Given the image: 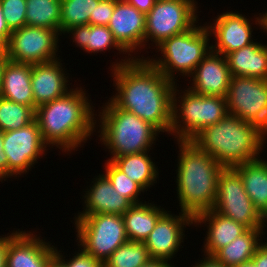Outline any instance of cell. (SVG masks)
Masks as SVG:
<instances>
[{
	"mask_svg": "<svg viewBox=\"0 0 267 267\" xmlns=\"http://www.w3.org/2000/svg\"><path fill=\"white\" fill-rule=\"evenodd\" d=\"M245 14L236 12H224L213 19V24L206 26L210 35L214 37L216 44H211V50L226 56L228 53L239 50L253 43L252 23Z\"/></svg>",
	"mask_w": 267,
	"mask_h": 267,
	"instance_id": "cell-16",
	"label": "cell"
},
{
	"mask_svg": "<svg viewBox=\"0 0 267 267\" xmlns=\"http://www.w3.org/2000/svg\"><path fill=\"white\" fill-rule=\"evenodd\" d=\"M151 259L144 242L128 240L109 256L103 267H141Z\"/></svg>",
	"mask_w": 267,
	"mask_h": 267,
	"instance_id": "cell-31",
	"label": "cell"
},
{
	"mask_svg": "<svg viewBox=\"0 0 267 267\" xmlns=\"http://www.w3.org/2000/svg\"><path fill=\"white\" fill-rule=\"evenodd\" d=\"M61 61L60 58H57L49 62L31 64L34 111L38 106L58 99L72 90L68 86L72 84L68 80L69 73L66 72V69L64 70Z\"/></svg>",
	"mask_w": 267,
	"mask_h": 267,
	"instance_id": "cell-18",
	"label": "cell"
},
{
	"mask_svg": "<svg viewBox=\"0 0 267 267\" xmlns=\"http://www.w3.org/2000/svg\"><path fill=\"white\" fill-rule=\"evenodd\" d=\"M100 0H61L60 34L74 26L89 25Z\"/></svg>",
	"mask_w": 267,
	"mask_h": 267,
	"instance_id": "cell-30",
	"label": "cell"
},
{
	"mask_svg": "<svg viewBox=\"0 0 267 267\" xmlns=\"http://www.w3.org/2000/svg\"><path fill=\"white\" fill-rule=\"evenodd\" d=\"M204 256L202 260L198 261V263L196 262V264L192 267H226L217 261L213 256Z\"/></svg>",
	"mask_w": 267,
	"mask_h": 267,
	"instance_id": "cell-42",
	"label": "cell"
},
{
	"mask_svg": "<svg viewBox=\"0 0 267 267\" xmlns=\"http://www.w3.org/2000/svg\"><path fill=\"white\" fill-rule=\"evenodd\" d=\"M8 60L9 59H8L6 53L0 55V92H1V81H2V76H3V70H4V67L7 64Z\"/></svg>",
	"mask_w": 267,
	"mask_h": 267,
	"instance_id": "cell-46",
	"label": "cell"
},
{
	"mask_svg": "<svg viewBox=\"0 0 267 267\" xmlns=\"http://www.w3.org/2000/svg\"><path fill=\"white\" fill-rule=\"evenodd\" d=\"M176 86L172 94L170 129L176 141H191L202 129L219 122L228 114L226 97L200 95L189 88L180 92Z\"/></svg>",
	"mask_w": 267,
	"mask_h": 267,
	"instance_id": "cell-7",
	"label": "cell"
},
{
	"mask_svg": "<svg viewBox=\"0 0 267 267\" xmlns=\"http://www.w3.org/2000/svg\"><path fill=\"white\" fill-rule=\"evenodd\" d=\"M257 267H267V244L263 242L251 259Z\"/></svg>",
	"mask_w": 267,
	"mask_h": 267,
	"instance_id": "cell-38",
	"label": "cell"
},
{
	"mask_svg": "<svg viewBox=\"0 0 267 267\" xmlns=\"http://www.w3.org/2000/svg\"><path fill=\"white\" fill-rule=\"evenodd\" d=\"M204 25V26H203ZM195 24L188 31L165 39L156 47L162 56L146 58L164 77L176 82V73L190 76L211 51L212 38L206 24ZM179 72V73H178ZM185 75V76H184Z\"/></svg>",
	"mask_w": 267,
	"mask_h": 267,
	"instance_id": "cell-6",
	"label": "cell"
},
{
	"mask_svg": "<svg viewBox=\"0 0 267 267\" xmlns=\"http://www.w3.org/2000/svg\"><path fill=\"white\" fill-rule=\"evenodd\" d=\"M141 267H175L172 262L163 259H151L147 263L143 264Z\"/></svg>",
	"mask_w": 267,
	"mask_h": 267,
	"instance_id": "cell-44",
	"label": "cell"
},
{
	"mask_svg": "<svg viewBox=\"0 0 267 267\" xmlns=\"http://www.w3.org/2000/svg\"><path fill=\"white\" fill-rule=\"evenodd\" d=\"M136 9H138L141 13H144L145 15L151 10V8L154 6L156 0H122Z\"/></svg>",
	"mask_w": 267,
	"mask_h": 267,
	"instance_id": "cell-39",
	"label": "cell"
},
{
	"mask_svg": "<svg viewBox=\"0 0 267 267\" xmlns=\"http://www.w3.org/2000/svg\"><path fill=\"white\" fill-rule=\"evenodd\" d=\"M194 226L207 224V236L204 241L203 255L213 256L219 249L227 246L237 237L245 233L248 228L241 223L228 218L217 211L210 210L197 215L193 219Z\"/></svg>",
	"mask_w": 267,
	"mask_h": 267,
	"instance_id": "cell-21",
	"label": "cell"
},
{
	"mask_svg": "<svg viewBox=\"0 0 267 267\" xmlns=\"http://www.w3.org/2000/svg\"><path fill=\"white\" fill-rule=\"evenodd\" d=\"M75 252L74 256L69 258L70 260H65L64 253H60L63 251H58L56 247L55 256L66 266V267H103V264L95 259L93 256L86 253L82 248L80 250V246ZM77 253V254H76Z\"/></svg>",
	"mask_w": 267,
	"mask_h": 267,
	"instance_id": "cell-35",
	"label": "cell"
},
{
	"mask_svg": "<svg viewBox=\"0 0 267 267\" xmlns=\"http://www.w3.org/2000/svg\"><path fill=\"white\" fill-rule=\"evenodd\" d=\"M115 8V0H100L94 10V17L89 18V25L108 26Z\"/></svg>",
	"mask_w": 267,
	"mask_h": 267,
	"instance_id": "cell-36",
	"label": "cell"
},
{
	"mask_svg": "<svg viewBox=\"0 0 267 267\" xmlns=\"http://www.w3.org/2000/svg\"><path fill=\"white\" fill-rule=\"evenodd\" d=\"M12 31L9 29V27L6 24L4 15H3V11H2V7L0 4V38L7 43L9 41L10 35H11Z\"/></svg>",
	"mask_w": 267,
	"mask_h": 267,
	"instance_id": "cell-41",
	"label": "cell"
},
{
	"mask_svg": "<svg viewBox=\"0 0 267 267\" xmlns=\"http://www.w3.org/2000/svg\"><path fill=\"white\" fill-rule=\"evenodd\" d=\"M35 120V111L23 104L0 96V130L11 131L26 127Z\"/></svg>",
	"mask_w": 267,
	"mask_h": 267,
	"instance_id": "cell-32",
	"label": "cell"
},
{
	"mask_svg": "<svg viewBox=\"0 0 267 267\" xmlns=\"http://www.w3.org/2000/svg\"><path fill=\"white\" fill-rule=\"evenodd\" d=\"M226 102L229 114L258 126L267 114V80L232 76Z\"/></svg>",
	"mask_w": 267,
	"mask_h": 267,
	"instance_id": "cell-13",
	"label": "cell"
},
{
	"mask_svg": "<svg viewBox=\"0 0 267 267\" xmlns=\"http://www.w3.org/2000/svg\"><path fill=\"white\" fill-rule=\"evenodd\" d=\"M74 218L78 246L102 264L128 241L122 215L92 214Z\"/></svg>",
	"mask_w": 267,
	"mask_h": 267,
	"instance_id": "cell-8",
	"label": "cell"
},
{
	"mask_svg": "<svg viewBox=\"0 0 267 267\" xmlns=\"http://www.w3.org/2000/svg\"><path fill=\"white\" fill-rule=\"evenodd\" d=\"M2 236H0V267H7V251L9 248V233H7V235H2Z\"/></svg>",
	"mask_w": 267,
	"mask_h": 267,
	"instance_id": "cell-40",
	"label": "cell"
},
{
	"mask_svg": "<svg viewBox=\"0 0 267 267\" xmlns=\"http://www.w3.org/2000/svg\"><path fill=\"white\" fill-rule=\"evenodd\" d=\"M60 31L25 25L13 30L6 43L9 60L18 63L37 64L59 57Z\"/></svg>",
	"mask_w": 267,
	"mask_h": 267,
	"instance_id": "cell-11",
	"label": "cell"
},
{
	"mask_svg": "<svg viewBox=\"0 0 267 267\" xmlns=\"http://www.w3.org/2000/svg\"><path fill=\"white\" fill-rule=\"evenodd\" d=\"M125 57L111 65L116 91L109 99L159 132L170 134L172 94L177 83L164 77L144 56L141 55V59H133L131 55Z\"/></svg>",
	"mask_w": 267,
	"mask_h": 267,
	"instance_id": "cell-1",
	"label": "cell"
},
{
	"mask_svg": "<svg viewBox=\"0 0 267 267\" xmlns=\"http://www.w3.org/2000/svg\"><path fill=\"white\" fill-rule=\"evenodd\" d=\"M90 188L82 196L84 198L83 211L76 216L92 214H118L123 215L133 204L122 195H119L108 178L102 173L94 176ZM93 183V185H92Z\"/></svg>",
	"mask_w": 267,
	"mask_h": 267,
	"instance_id": "cell-20",
	"label": "cell"
},
{
	"mask_svg": "<svg viewBox=\"0 0 267 267\" xmlns=\"http://www.w3.org/2000/svg\"><path fill=\"white\" fill-rule=\"evenodd\" d=\"M242 178L244 189L254 208L263 216L267 212V161L263 158L233 167Z\"/></svg>",
	"mask_w": 267,
	"mask_h": 267,
	"instance_id": "cell-24",
	"label": "cell"
},
{
	"mask_svg": "<svg viewBox=\"0 0 267 267\" xmlns=\"http://www.w3.org/2000/svg\"><path fill=\"white\" fill-rule=\"evenodd\" d=\"M190 225H194L193 218L188 214L180 212L174 215L166 211L144 242L150 257L171 261L184 242L185 227Z\"/></svg>",
	"mask_w": 267,
	"mask_h": 267,
	"instance_id": "cell-14",
	"label": "cell"
},
{
	"mask_svg": "<svg viewBox=\"0 0 267 267\" xmlns=\"http://www.w3.org/2000/svg\"><path fill=\"white\" fill-rule=\"evenodd\" d=\"M0 4L11 31L26 25V0H0Z\"/></svg>",
	"mask_w": 267,
	"mask_h": 267,
	"instance_id": "cell-34",
	"label": "cell"
},
{
	"mask_svg": "<svg viewBox=\"0 0 267 267\" xmlns=\"http://www.w3.org/2000/svg\"><path fill=\"white\" fill-rule=\"evenodd\" d=\"M40 237L19 229L9 233L7 267H48L56 247Z\"/></svg>",
	"mask_w": 267,
	"mask_h": 267,
	"instance_id": "cell-17",
	"label": "cell"
},
{
	"mask_svg": "<svg viewBox=\"0 0 267 267\" xmlns=\"http://www.w3.org/2000/svg\"><path fill=\"white\" fill-rule=\"evenodd\" d=\"M6 53V43L0 38V55Z\"/></svg>",
	"mask_w": 267,
	"mask_h": 267,
	"instance_id": "cell-49",
	"label": "cell"
},
{
	"mask_svg": "<svg viewBox=\"0 0 267 267\" xmlns=\"http://www.w3.org/2000/svg\"><path fill=\"white\" fill-rule=\"evenodd\" d=\"M234 267H257V266L254 264V262L252 260H250V261L241 263V264L234 266Z\"/></svg>",
	"mask_w": 267,
	"mask_h": 267,
	"instance_id": "cell-48",
	"label": "cell"
},
{
	"mask_svg": "<svg viewBox=\"0 0 267 267\" xmlns=\"http://www.w3.org/2000/svg\"><path fill=\"white\" fill-rule=\"evenodd\" d=\"M0 96L34 110L31 64L8 60L3 70Z\"/></svg>",
	"mask_w": 267,
	"mask_h": 267,
	"instance_id": "cell-22",
	"label": "cell"
},
{
	"mask_svg": "<svg viewBox=\"0 0 267 267\" xmlns=\"http://www.w3.org/2000/svg\"><path fill=\"white\" fill-rule=\"evenodd\" d=\"M262 223H263V225H262V228H266L267 227V225H266V223H267V212L262 216Z\"/></svg>",
	"mask_w": 267,
	"mask_h": 267,
	"instance_id": "cell-50",
	"label": "cell"
},
{
	"mask_svg": "<svg viewBox=\"0 0 267 267\" xmlns=\"http://www.w3.org/2000/svg\"><path fill=\"white\" fill-rule=\"evenodd\" d=\"M104 175L113 185L115 191L127 198L133 205L143 203L138 196L145 191L132 179H130L122 170H120L112 161L106 160Z\"/></svg>",
	"mask_w": 267,
	"mask_h": 267,
	"instance_id": "cell-33",
	"label": "cell"
},
{
	"mask_svg": "<svg viewBox=\"0 0 267 267\" xmlns=\"http://www.w3.org/2000/svg\"><path fill=\"white\" fill-rule=\"evenodd\" d=\"M61 0H26V25L60 31Z\"/></svg>",
	"mask_w": 267,
	"mask_h": 267,
	"instance_id": "cell-29",
	"label": "cell"
},
{
	"mask_svg": "<svg viewBox=\"0 0 267 267\" xmlns=\"http://www.w3.org/2000/svg\"><path fill=\"white\" fill-rule=\"evenodd\" d=\"M64 34L71 35L76 47L78 46L86 53H104L111 48L120 51L119 54H128L115 40L112 32L107 26L81 25L74 26Z\"/></svg>",
	"mask_w": 267,
	"mask_h": 267,
	"instance_id": "cell-26",
	"label": "cell"
},
{
	"mask_svg": "<svg viewBox=\"0 0 267 267\" xmlns=\"http://www.w3.org/2000/svg\"><path fill=\"white\" fill-rule=\"evenodd\" d=\"M44 142L36 120L26 127L3 132V149L8 158V178L28 173L46 155ZM45 153V154H44Z\"/></svg>",
	"mask_w": 267,
	"mask_h": 267,
	"instance_id": "cell-12",
	"label": "cell"
},
{
	"mask_svg": "<svg viewBox=\"0 0 267 267\" xmlns=\"http://www.w3.org/2000/svg\"><path fill=\"white\" fill-rule=\"evenodd\" d=\"M189 77L192 86L187 87L193 92L226 97L232 75L226 57L211 50Z\"/></svg>",
	"mask_w": 267,
	"mask_h": 267,
	"instance_id": "cell-19",
	"label": "cell"
},
{
	"mask_svg": "<svg viewBox=\"0 0 267 267\" xmlns=\"http://www.w3.org/2000/svg\"><path fill=\"white\" fill-rule=\"evenodd\" d=\"M212 210L235 220L248 229H263L262 216L244 189L239 173L233 168L220 172L217 196Z\"/></svg>",
	"mask_w": 267,
	"mask_h": 267,
	"instance_id": "cell-10",
	"label": "cell"
},
{
	"mask_svg": "<svg viewBox=\"0 0 267 267\" xmlns=\"http://www.w3.org/2000/svg\"><path fill=\"white\" fill-rule=\"evenodd\" d=\"M225 57L232 76L267 80V45L253 42Z\"/></svg>",
	"mask_w": 267,
	"mask_h": 267,
	"instance_id": "cell-23",
	"label": "cell"
},
{
	"mask_svg": "<svg viewBox=\"0 0 267 267\" xmlns=\"http://www.w3.org/2000/svg\"><path fill=\"white\" fill-rule=\"evenodd\" d=\"M8 178V158L3 149V131L0 130V181Z\"/></svg>",
	"mask_w": 267,
	"mask_h": 267,
	"instance_id": "cell-37",
	"label": "cell"
},
{
	"mask_svg": "<svg viewBox=\"0 0 267 267\" xmlns=\"http://www.w3.org/2000/svg\"><path fill=\"white\" fill-rule=\"evenodd\" d=\"M191 141L224 168L261 158L258 126L229 113L202 129Z\"/></svg>",
	"mask_w": 267,
	"mask_h": 267,
	"instance_id": "cell-4",
	"label": "cell"
},
{
	"mask_svg": "<svg viewBox=\"0 0 267 267\" xmlns=\"http://www.w3.org/2000/svg\"><path fill=\"white\" fill-rule=\"evenodd\" d=\"M48 267H66L56 256H54Z\"/></svg>",
	"mask_w": 267,
	"mask_h": 267,
	"instance_id": "cell-47",
	"label": "cell"
},
{
	"mask_svg": "<svg viewBox=\"0 0 267 267\" xmlns=\"http://www.w3.org/2000/svg\"><path fill=\"white\" fill-rule=\"evenodd\" d=\"M258 130H259V141L261 148L263 150L264 144H266V134H267V114L264 116L262 122L258 125Z\"/></svg>",
	"mask_w": 267,
	"mask_h": 267,
	"instance_id": "cell-43",
	"label": "cell"
},
{
	"mask_svg": "<svg viewBox=\"0 0 267 267\" xmlns=\"http://www.w3.org/2000/svg\"><path fill=\"white\" fill-rule=\"evenodd\" d=\"M153 203L132 205L123 215L125 232L129 241L145 242L158 219L166 212Z\"/></svg>",
	"mask_w": 267,
	"mask_h": 267,
	"instance_id": "cell-25",
	"label": "cell"
},
{
	"mask_svg": "<svg viewBox=\"0 0 267 267\" xmlns=\"http://www.w3.org/2000/svg\"><path fill=\"white\" fill-rule=\"evenodd\" d=\"M259 14L260 15L255 18V21H251L255 22L256 25H259L260 28L264 30L263 32L267 33V11Z\"/></svg>",
	"mask_w": 267,
	"mask_h": 267,
	"instance_id": "cell-45",
	"label": "cell"
},
{
	"mask_svg": "<svg viewBox=\"0 0 267 267\" xmlns=\"http://www.w3.org/2000/svg\"><path fill=\"white\" fill-rule=\"evenodd\" d=\"M177 198L180 211L193 219L213 208L218 180L224 167L192 141L179 140Z\"/></svg>",
	"mask_w": 267,
	"mask_h": 267,
	"instance_id": "cell-3",
	"label": "cell"
},
{
	"mask_svg": "<svg viewBox=\"0 0 267 267\" xmlns=\"http://www.w3.org/2000/svg\"><path fill=\"white\" fill-rule=\"evenodd\" d=\"M103 106L98 111L99 114L95 115L99 116L96 127L99 128V141L110 152L111 157L108 160L152 150L160 133L153 125L119 108L111 99Z\"/></svg>",
	"mask_w": 267,
	"mask_h": 267,
	"instance_id": "cell-5",
	"label": "cell"
},
{
	"mask_svg": "<svg viewBox=\"0 0 267 267\" xmlns=\"http://www.w3.org/2000/svg\"><path fill=\"white\" fill-rule=\"evenodd\" d=\"M145 23L146 15L138 9L122 0H115V8L108 28L112 32L117 43L135 59H141L138 55L132 56L145 48ZM136 50V51H135ZM131 53V54H130Z\"/></svg>",
	"mask_w": 267,
	"mask_h": 267,
	"instance_id": "cell-15",
	"label": "cell"
},
{
	"mask_svg": "<svg viewBox=\"0 0 267 267\" xmlns=\"http://www.w3.org/2000/svg\"><path fill=\"white\" fill-rule=\"evenodd\" d=\"M197 6L196 0H156L146 14L145 46L150 48L151 40L157 47L165 39L191 29L199 21Z\"/></svg>",
	"mask_w": 267,
	"mask_h": 267,
	"instance_id": "cell-9",
	"label": "cell"
},
{
	"mask_svg": "<svg viewBox=\"0 0 267 267\" xmlns=\"http://www.w3.org/2000/svg\"><path fill=\"white\" fill-rule=\"evenodd\" d=\"M149 151L137 154H126L116 157L112 162L122 170L130 179L136 182L144 191H148L151 185L157 183L159 176L158 166L150 155ZM156 181V182H155Z\"/></svg>",
	"mask_w": 267,
	"mask_h": 267,
	"instance_id": "cell-28",
	"label": "cell"
},
{
	"mask_svg": "<svg viewBox=\"0 0 267 267\" xmlns=\"http://www.w3.org/2000/svg\"><path fill=\"white\" fill-rule=\"evenodd\" d=\"M86 94L81 86L72 88L66 95L36 108L35 120L49 147L70 155L96 132L95 107Z\"/></svg>",
	"mask_w": 267,
	"mask_h": 267,
	"instance_id": "cell-2",
	"label": "cell"
},
{
	"mask_svg": "<svg viewBox=\"0 0 267 267\" xmlns=\"http://www.w3.org/2000/svg\"><path fill=\"white\" fill-rule=\"evenodd\" d=\"M264 229H248L227 246L219 249L213 257L226 267H234L250 261L263 243ZM261 241V242H260Z\"/></svg>",
	"mask_w": 267,
	"mask_h": 267,
	"instance_id": "cell-27",
	"label": "cell"
}]
</instances>
